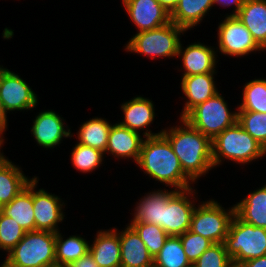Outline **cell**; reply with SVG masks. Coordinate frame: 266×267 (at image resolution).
<instances>
[{
    "instance_id": "6da1fadb",
    "label": "cell",
    "mask_w": 266,
    "mask_h": 267,
    "mask_svg": "<svg viewBox=\"0 0 266 267\" xmlns=\"http://www.w3.org/2000/svg\"><path fill=\"white\" fill-rule=\"evenodd\" d=\"M161 134L169 141L182 170L195 185L212 170L214 172L212 141L185 119L177 118L176 122L166 125Z\"/></svg>"
},
{
    "instance_id": "7a4b0ae2",
    "label": "cell",
    "mask_w": 266,
    "mask_h": 267,
    "mask_svg": "<svg viewBox=\"0 0 266 267\" xmlns=\"http://www.w3.org/2000/svg\"><path fill=\"white\" fill-rule=\"evenodd\" d=\"M140 172L164 188L185 190L195 183L184 173L169 141L161 134L144 138L140 156L135 164ZM157 181V182H156Z\"/></svg>"
},
{
    "instance_id": "3957f363",
    "label": "cell",
    "mask_w": 266,
    "mask_h": 267,
    "mask_svg": "<svg viewBox=\"0 0 266 267\" xmlns=\"http://www.w3.org/2000/svg\"><path fill=\"white\" fill-rule=\"evenodd\" d=\"M264 157L266 158V149L238 122L226 128L212 141V160L215 170L225 162L229 165L235 164L241 170L246 165L251 166L254 162H259Z\"/></svg>"
},
{
    "instance_id": "277c9868",
    "label": "cell",
    "mask_w": 266,
    "mask_h": 267,
    "mask_svg": "<svg viewBox=\"0 0 266 267\" xmlns=\"http://www.w3.org/2000/svg\"><path fill=\"white\" fill-rule=\"evenodd\" d=\"M188 32L172 21L164 26L148 31L133 33L124 43L123 51L155 61L173 59L177 55L182 37ZM168 58V59H167Z\"/></svg>"
},
{
    "instance_id": "5b68a950",
    "label": "cell",
    "mask_w": 266,
    "mask_h": 267,
    "mask_svg": "<svg viewBox=\"0 0 266 267\" xmlns=\"http://www.w3.org/2000/svg\"><path fill=\"white\" fill-rule=\"evenodd\" d=\"M56 233L29 231L1 260L2 267H47L56 264Z\"/></svg>"
},
{
    "instance_id": "8992f818",
    "label": "cell",
    "mask_w": 266,
    "mask_h": 267,
    "mask_svg": "<svg viewBox=\"0 0 266 267\" xmlns=\"http://www.w3.org/2000/svg\"><path fill=\"white\" fill-rule=\"evenodd\" d=\"M222 92L220 90L210 99L197 105L183 118L211 141L226 128L234 125L238 119V107L235 104V108H232Z\"/></svg>"
},
{
    "instance_id": "52a82bcc",
    "label": "cell",
    "mask_w": 266,
    "mask_h": 267,
    "mask_svg": "<svg viewBox=\"0 0 266 267\" xmlns=\"http://www.w3.org/2000/svg\"><path fill=\"white\" fill-rule=\"evenodd\" d=\"M222 18V19H221ZM217 22V35L213 36L218 59L228 57L233 60L249 58L265 51L253 39L247 27L236 16L219 17Z\"/></svg>"
},
{
    "instance_id": "ba28073f",
    "label": "cell",
    "mask_w": 266,
    "mask_h": 267,
    "mask_svg": "<svg viewBox=\"0 0 266 267\" xmlns=\"http://www.w3.org/2000/svg\"><path fill=\"white\" fill-rule=\"evenodd\" d=\"M204 200L200 199L197 203L189 230L209 239L213 244L224 243L235 215L234 203L227 208L212 196Z\"/></svg>"
},
{
    "instance_id": "9c48e42d",
    "label": "cell",
    "mask_w": 266,
    "mask_h": 267,
    "mask_svg": "<svg viewBox=\"0 0 266 267\" xmlns=\"http://www.w3.org/2000/svg\"><path fill=\"white\" fill-rule=\"evenodd\" d=\"M224 244L232 263L241 265L266 255V229L246 223L235 214Z\"/></svg>"
},
{
    "instance_id": "30bf717a",
    "label": "cell",
    "mask_w": 266,
    "mask_h": 267,
    "mask_svg": "<svg viewBox=\"0 0 266 267\" xmlns=\"http://www.w3.org/2000/svg\"><path fill=\"white\" fill-rule=\"evenodd\" d=\"M7 67L0 73V100L7 116L22 112H33L39 106L38 92L32 89L19 73ZM36 91V92H35ZM9 113V115H8Z\"/></svg>"
},
{
    "instance_id": "8fae6325",
    "label": "cell",
    "mask_w": 266,
    "mask_h": 267,
    "mask_svg": "<svg viewBox=\"0 0 266 267\" xmlns=\"http://www.w3.org/2000/svg\"><path fill=\"white\" fill-rule=\"evenodd\" d=\"M40 177L33 179V209L35 219V230L50 231L57 233L62 229L60 224L66 222V208L68 201L57 195L48 192L46 188H39ZM67 202V203H66ZM66 219V220H65Z\"/></svg>"
},
{
    "instance_id": "7c38bea8",
    "label": "cell",
    "mask_w": 266,
    "mask_h": 267,
    "mask_svg": "<svg viewBox=\"0 0 266 267\" xmlns=\"http://www.w3.org/2000/svg\"><path fill=\"white\" fill-rule=\"evenodd\" d=\"M30 127L31 137L40 150L55 152L61 148L60 145L66 144V139L71 141V125L66 122L59 112L53 109L44 108L35 113ZM58 147V148H57ZM55 148V149H54ZM54 149V150H53Z\"/></svg>"
},
{
    "instance_id": "4fadbf2b",
    "label": "cell",
    "mask_w": 266,
    "mask_h": 267,
    "mask_svg": "<svg viewBox=\"0 0 266 267\" xmlns=\"http://www.w3.org/2000/svg\"><path fill=\"white\" fill-rule=\"evenodd\" d=\"M183 41L185 42V40L182 39L177 55V61L179 59L181 64H179L180 67L179 65L175 67L177 72H182L179 74L180 77L219 72L218 65L221 62H218L221 60L218 59L215 44L201 42L199 39L192 43L188 42V44L183 43Z\"/></svg>"
},
{
    "instance_id": "5bb4252c",
    "label": "cell",
    "mask_w": 266,
    "mask_h": 267,
    "mask_svg": "<svg viewBox=\"0 0 266 267\" xmlns=\"http://www.w3.org/2000/svg\"><path fill=\"white\" fill-rule=\"evenodd\" d=\"M155 106V102L144 95H136L126 101L123 99L119 106L122 112V119H118L116 122L141 134L145 138L161 135L163 126L159 129L160 131L155 130V132V126H151L159 118L158 112L156 113L158 109Z\"/></svg>"
},
{
    "instance_id": "9a60e30c",
    "label": "cell",
    "mask_w": 266,
    "mask_h": 267,
    "mask_svg": "<svg viewBox=\"0 0 266 267\" xmlns=\"http://www.w3.org/2000/svg\"><path fill=\"white\" fill-rule=\"evenodd\" d=\"M197 186L177 190L165 204L164 230L169 236H179L190 229L194 209L201 199Z\"/></svg>"
},
{
    "instance_id": "2e32d148",
    "label": "cell",
    "mask_w": 266,
    "mask_h": 267,
    "mask_svg": "<svg viewBox=\"0 0 266 267\" xmlns=\"http://www.w3.org/2000/svg\"><path fill=\"white\" fill-rule=\"evenodd\" d=\"M121 7L136 32L156 29L171 22L168 12L158 0H121Z\"/></svg>"
},
{
    "instance_id": "e0dca14e",
    "label": "cell",
    "mask_w": 266,
    "mask_h": 267,
    "mask_svg": "<svg viewBox=\"0 0 266 267\" xmlns=\"http://www.w3.org/2000/svg\"><path fill=\"white\" fill-rule=\"evenodd\" d=\"M218 73H205L180 77L182 109L177 118H184L194 107L210 99L221 89L217 86ZM216 80V81H215Z\"/></svg>"
},
{
    "instance_id": "ac0fdd59",
    "label": "cell",
    "mask_w": 266,
    "mask_h": 267,
    "mask_svg": "<svg viewBox=\"0 0 266 267\" xmlns=\"http://www.w3.org/2000/svg\"><path fill=\"white\" fill-rule=\"evenodd\" d=\"M144 138L141 134L120 125L118 122H113L104 153L106 160L123 161L124 164L125 161H130V164L132 162L136 164ZM109 156L110 159L108 158Z\"/></svg>"
},
{
    "instance_id": "d6986e66",
    "label": "cell",
    "mask_w": 266,
    "mask_h": 267,
    "mask_svg": "<svg viewBox=\"0 0 266 267\" xmlns=\"http://www.w3.org/2000/svg\"><path fill=\"white\" fill-rule=\"evenodd\" d=\"M177 190L171 188L152 189L138 197L131 209V218L137 222L150 223L160 226L164 230L165 204Z\"/></svg>"
},
{
    "instance_id": "ffe728a7",
    "label": "cell",
    "mask_w": 266,
    "mask_h": 267,
    "mask_svg": "<svg viewBox=\"0 0 266 267\" xmlns=\"http://www.w3.org/2000/svg\"><path fill=\"white\" fill-rule=\"evenodd\" d=\"M90 238L89 252L99 267H121L120 229H99Z\"/></svg>"
},
{
    "instance_id": "44dd1931",
    "label": "cell",
    "mask_w": 266,
    "mask_h": 267,
    "mask_svg": "<svg viewBox=\"0 0 266 267\" xmlns=\"http://www.w3.org/2000/svg\"><path fill=\"white\" fill-rule=\"evenodd\" d=\"M5 155L4 151L0 153V202L3 205L8 204L36 176H33V174L32 176L27 175L23 171V165L17 164Z\"/></svg>"
},
{
    "instance_id": "7402d4cb",
    "label": "cell",
    "mask_w": 266,
    "mask_h": 267,
    "mask_svg": "<svg viewBox=\"0 0 266 267\" xmlns=\"http://www.w3.org/2000/svg\"><path fill=\"white\" fill-rule=\"evenodd\" d=\"M213 1L214 0H178L177 6L170 13L171 21L184 28L187 32H192L194 29V31H196L197 28L195 27H202L201 24L207 22V18L215 17L213 16L214 14H212V12H215Z\"/></svg>"
},
{
    "instance_id": "603a6c76",
    "label": "cell",
    "mask_w": 266,
    "mask_h": 267,
    "mask_svg": "<svg viewBox=\"0 0 266 267\" xmlns=\"http://www.w3.org/2000/svg\"><path fill=\"white\" fill-rule=\"evenodd\" d=\"M120 229L121 267H152L153 257L137 232L126 223Z\"/></svg>"
},
{
    "instance_id": "cb8c5ba5",
    "label": "cell",
    "mask_w": 266,
    "mask_h": 267,
    "mask_svg": "<svg viewBox=\"0 0 266 267\" xmlns=\"http://www.w3.org/2000/svg\"><path fill=\"white\" fill-rule=\"evenodd\" d=\"M262 185V186H261ZM243 194L236 203L235 214L244 222L266 229V182Z\"/></svg>"
},
{
    "instance_id": "d4e9b609",
    "label": "cell",
    "mask_w": 266,
    "mask_h": 267,
    "mask_svg": "<svg viewBox=\"0 0 266 267\" xmlns=\"http://www.w3.org/2000/svg\"><path fill=\"white\" fill-rule=\"evenodd\" d=\"M80 123L77 126L76 133L71 131V138L75 137V142L96 148L105 153L113 122L110 119L97 115Z\"/></svg>"
},
{
    "instance_id": "484cf974",
    "label": "cell",
    "mask_w": 266,
    "mask_h": 267,
    "mask_svg": "<svg viewBox=\"0 0 266 267\" xmlns=\"http://www.w3.org/2000/svg\"><path fill=\"white\" fill-rule=\"evenodd\" d=\"M236 17L247 27L257 44L266 51V0H246Z\"/></svg>"
},
{
    "instance_id": "4316f807",
    "label": "cell",
    "mask_w": 266,
    "mask_h": 267,
    "mask_svg": "<svg viewBox=\"0 0 266 267\" xmlns=\"http://www.w3.org/2000/svg\"><path fill=\"white\" fill-rule=\"evenodd\" d=\"M3 214L13 218L26 232L35 231L33 209V180L3 206Z\"/></svg>"
},
{
    "instance_id": "83f0119b",
    "label": "cell",
    "mask_w": 266,
    "mask_h": 267,
    "mask_svg": "<svg viewBox=\"0 0 266 267\" xmlns=\"http://www.w3.org/2000/svg\"><path fill=\"white\" fill-rule=\"evenodd\" d=\"M65 234L64 230L56 233L55 260L59 265H69L89 252L90 240L85 235Z\"/></svg>"
},
{
    "instance_id": "f1b7e54d",
    "label": "cell",
    "mask_w": 266,
    "mask_h": 267,
    "mask_svg": "<svg viewBox=\"0 0 266 267\" xmlns=\"http://www.w3.org/2000/svg\"><path fill=\"white\" fill-rule=\"evenodd\" d=\"M72 149L70 150L69 159L73 169L80 174H95L99 168H103L107 160L105 159L104 152L77 142H73ZM93 173V174H92Z\"/></svg>"
},
{
    "instance_id": "f546056e",
    "label": "cell",
    "mask_w": 266,
    "mask_h": 267,
    "mask_svg": "<svg viewBox=\"0 0 266 267\" xmlns=\"http://www.w3.org/2000/svg\"><path fill=\"white\" fill-rule=\"evenodd\" d=\"M241 98L237 103L238 111L266 113V76L255 77L243 83Z\"/></svg>"
},
{
    "instance_id": "4dcf8cb0",
    "label": "cell",
    "mask_w": 266,
    "mask_h": 267,
    "mask_svg": "<svg viewBox=\"0 0 266 267\" xmlns=\"http://www.w3.org/2000/svg\"><path fill=\"white\" fill-rule=\"evenodd\" d=\"M155 267H191L179 236H169L153 259Z\"/></svg>"
},
{
    "instance_id": "1f68e13d",
    "label": "cell",
    "mask_w": 266,
    "mask_h": 267,
    "mask_svg": "<svg viewBox=\"0 0 266 267\" xmlns=\"http://www.w3.org/2000/svg\"><path fill=\"white\" fill-rule=\"evenodd\" d=\"M128 224L137 232L154 259L169 235L160 226L154 224L137 222L136 220H128Z\"/></svg>"
},
{
    "instance_id": "d6a6232c",
    "label": "cell",
    "mask_w": 266,
    "mask_h": 267,
    "mask_svg": "<svg viewBox=\"0 0 266 267\" xmlns=\"http://www.w3.org/2000/svg\"><path fill=\"white\" fill-rule=\"evenodd\" d=\"M26 231L13 218L0 214V258L11 251ZM4 252V253H3ZM3 255V257H2Z\"/></svg>"
},
{
    "instance_id": "836d02e7",
    "label": "cell",
    "mask_w": 266,
    "mask_h": 267,
    "mask_svg": "<svg viewBox=\"0 0 266 267\" xmlns=\"http://www.w3.org/2000/svg\"><path fill=\"white\" fill-rule=\"evenodd\" d=\"M237 122L266 149V113L238 111Z\"/></svg>"
},
{
    "instance_id": "e575fe53",
    "label": "cell",
    "mask_w": 266,
    "mask_h": 267,
    "mask_svg": "<svg viewBox=\"0 0 266 267\" xmlns=\"http://www.w3.org/2000/svg\"><path fill=\"white\" fill-rule=\"evenodd\" d=\"M232 265L224 243L212 244L192 264L193 267H231Z\"/></svg>"
},
{
    "instance_id": "d590c367",
    "label": "cell",
    "mask_w": 266,
    "mask_h": 267,
    "mask_svg": "<svg viewBox=\"0 0 266 267\" xmlns=\"http://www.w3.org/2000/svg\"><path fill=\"white\" fill-rule=\"evenodd\" d=\"M179 237L186 257L191 264H193L201 256V254L213 244L209 239L191 232L190 230L186 231L182 235H179Z\"/></svg>"
},
{
    "instance_id": "8d00e7d4",
    "label": "cell",
    "mask_w": 266,
    "mask_h": 267,
    "mask_svg": "<svg viewBox=\"0 0 266 267\" xmlns=\"http://www.w3.org/2000/svg\"><path fill=\"white\" fill-rule=\"evenodd\" d=\"M245 1L246 0H214L213 6H214V9H216L217 6H219L218 9H220L221 7L225 10L226 8L227 10L230 9V12L229 10L226 11L227 13L222 12L221 14L219 12L220 17H223L224 14H225L224 16H236L237 13L240 11L241 7L244 5Z\"/></svg>"
},
{
    "instance_id": "74e56055",
    "label": "cell",
    "mask_w": 266,
    "mask_h": 267,
    "mask_svg": "<svg viewBox=\"0 0 266 267\" xmlns=\"http://www.w3.org/2000/svg\"><path fill=\"white\" fill-rule=\"evenodd\" d=\"M68 267H99V266L95 262L90 252H88L86 255L79 258L77 261L70 263Z\"/></svg>"
},
{
    "instance_id": "f35d334b",
    "label": "cell",
    "mask_w": 266,
    "mask_h": 267,
    "mask_svg": "<svg viewBox=\"0 0 266 267\" xmlns=\"http://www.w3.org/2000/svg\"><path fill=\"white\" fill-rule=\"evenodd\" d=\"M9 117L6 115L2 108L1 100H0V137L5 141H8L6 137V132L9 130Z\"/></svg>"
},
{
    "instance_id": "ab89813d",
    "label": "cell",
    "mask_w": 266,
    "mask_h": 267,
    "mask_svg": "<svg viewBox=\"0 0 266 267\" xmlns=\"http://www.w3.org/2000/svg\"><path fill=\"white\" fill-rule=\"evenodd\" d=\"M242 267H266V255L247 260L241 264Z\"/></svg>"
},
{
    "instance_id": "60d3db41",
    "label": "cell",
    "mask_w": 266,
    "mask_h": 267,
    "mask_svg": "<svg viewBox=\"0 0 266 267\" xmlns=\"http://www.w3.org/2000/svg\"><path fill=\"white\" fill-rule=\"evenodd\" d=\"M159 3L168 11L172 12L177 6L178 0H158Z\"/></svg>"
},
{
    "instance_id": "b9f144b4",
    "label": "cell",
    "mask_w": 266,
    "mask_h": 267,
    "mask_svg": "<svg viewBox=\"0 0 266 267\" xmlns=\"http://www.w3.org/2000/svg\"><path fill=\"white\" fill-rule=\"evenodd\" d=\"M6 143L7 142L0 137V153L3 151V149H7V148H4L6 146L5 145Z\"/></svg>"
},
{
    "instance_id": "7bdbcfd3",
    "label": "cell",
    "mask_w": 266,
    "mask_h": 267,
    "mask_svg": "<svg viewBox=\"0 0 266 267\" xmlns=\"http://www.w3.org/2000/svg\"><path fill=\"white\" fill-rule=\"evenodd\" d=\"M47 267H68V265H59V264H54V265L47 266Z\"/></svg>"
},
{
    "instance_id": "ee69618b",
    "label": "cell",
    "mask_w": 266,
    "mask_h": 267,
    "mask_svg": "<svg viewBox=\"0 0 266 267\" xmlns=\"http://www.w3.org/2000/svg\"><path fill=\"white\" fill-rule=\"evenodd\" d=\"M1 62V61H0ZM6 68V66L3 64L2 65V63L0 64V73L4 70Z\"/></svg>"
},
{
    "instance_id": "f6af8a7d",
    "label": "cell",
    "mask_w": 266,
    "mask_h": 267,
    "mask_svg": "<svg viewBox=\"0 0 266 267\" xmlns=\"http://www.w3.org/2000/svg\"><path fill=\"white\" fill-rule=\"evenodd\" d=\"M3 204L0 202V214L3 213Z\"/></svg>"
},
{
    "instance_id": "bcb514c9",
    "label": "cell",
    "mask_w": 266,
    "mask_h": 267,
    "mask_svg": "<svg viewBox=\"0 0 266 267\" xmlns=\"http://www.w3.org/2000/svg\"><path fill=\"white\" fill-rule=\"evenodd\" d=\"M231 267H242L241 265H232Z\"/></svg>"
}]
</instances>
